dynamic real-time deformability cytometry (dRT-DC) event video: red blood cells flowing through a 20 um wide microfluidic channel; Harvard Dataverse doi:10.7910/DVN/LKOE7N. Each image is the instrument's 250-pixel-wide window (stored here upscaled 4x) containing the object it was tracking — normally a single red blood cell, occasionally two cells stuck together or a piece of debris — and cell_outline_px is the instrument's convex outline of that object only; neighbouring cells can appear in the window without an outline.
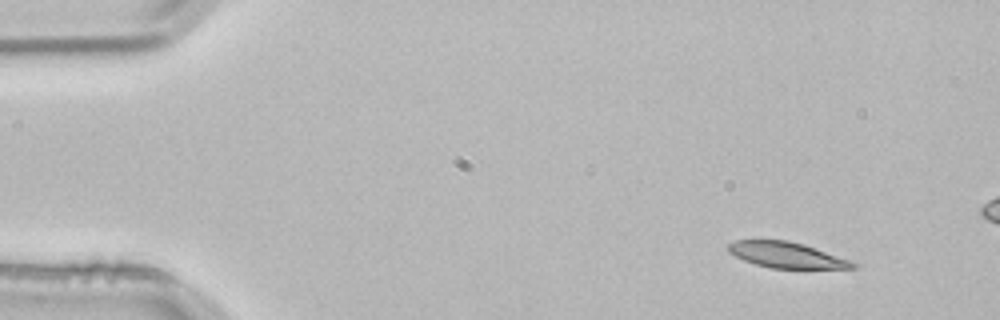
{"species": "common noctule bat (a hibernating species)", "species_latin": "Nyctalus noctula", "temperature_condition": "room temperature", "stored_images_in_passage": 4, "camera_frame_rate_fps": 3000, "um_per_image_px": 0.085, "animal": {"sex": "male", "body_mass_g": 21.5, "forearm_length_mm": 52.0}, "frame": {"image": 1, "passage_image": 2, "time_ms": 0.333, "image_size_px": [1000, 320], "cell_outline_px": [[856, 268], [772, 268], [756, 264], [744, 260], [728, 252], [728, 244], [736, 240], [788, 240], [804, 244], [852, 260], [856, 264]], "centroid_in_image_um": [66.87, 21.67], "position_along_channel_um": 18.1, "area_um2": 18.61}}